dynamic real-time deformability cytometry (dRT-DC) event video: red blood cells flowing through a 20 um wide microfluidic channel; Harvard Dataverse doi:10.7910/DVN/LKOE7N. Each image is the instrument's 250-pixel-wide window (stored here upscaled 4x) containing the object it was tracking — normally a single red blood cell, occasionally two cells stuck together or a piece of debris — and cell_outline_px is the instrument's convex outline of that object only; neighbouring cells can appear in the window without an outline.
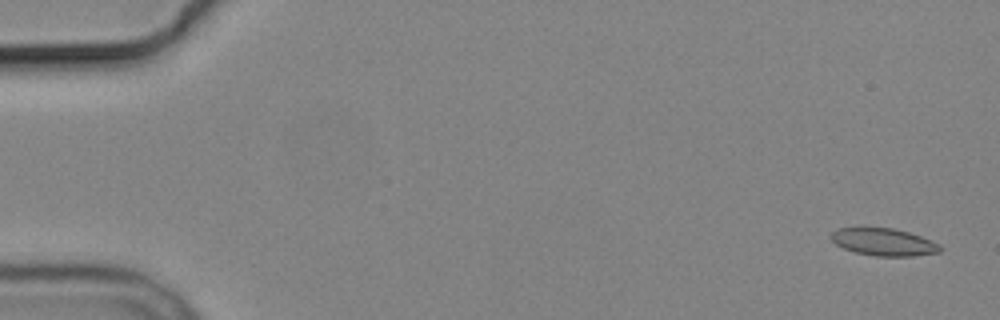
{"species": "common noctule bat (a hibernating species)", "species_latin": "Nyctalus noctula", "temperature_condition": "cold", "stored_images_in_passage": 7, "camera_frame_rate_fps": 3000, "um_per_image_px": 0.085, "animal": {"sex": "male", "body_mass_g": 19.2, "forearm_length_mm": 51.8}, "frame": {"image": 1, "passage_image": 1, "time_ms": 0.0, "image_size_px": [1000, 320], "cell_outline_px": [[944, 248], [940, 252], [912, 256], [876, 256], [856, 252], [844, 248], [836, 244], [828, 236], [832, 232], [840, 228], [892, 228], [908, 232], [932, 240], [940, 244]], "centroid_in_image_um": [75.15, 20.57], "position_along_channel_um": 9.9, "area_um2": 17.34}}
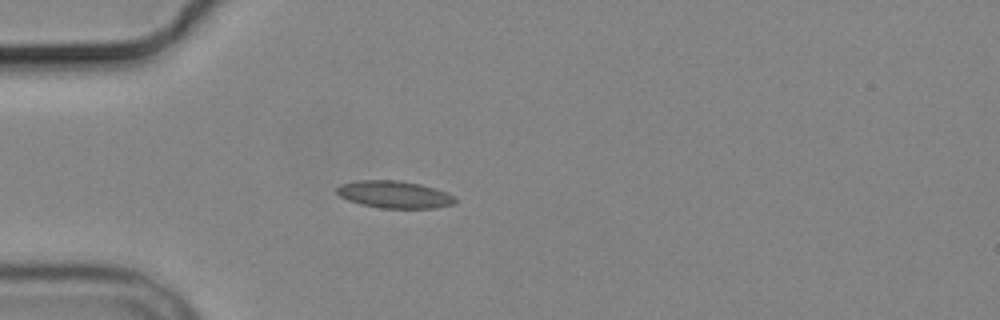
{"frame": {"image": 2, "passage_image": 5, "time_ms": 4.667, "image_size_px": [1000, 320], "cell_outline_px": [[456, 204], [436, 208], [380, 208], [360, 204], [348, 200], [340, 196], [336, 192], [336, 188], [340, 184], [356, 180], [396, 180], [420, 184], [456, 196]], "centroid_in_image_um": [33.51, 16.54], "position_along_channel_um": 51.5, "area_um2": 18.84}}